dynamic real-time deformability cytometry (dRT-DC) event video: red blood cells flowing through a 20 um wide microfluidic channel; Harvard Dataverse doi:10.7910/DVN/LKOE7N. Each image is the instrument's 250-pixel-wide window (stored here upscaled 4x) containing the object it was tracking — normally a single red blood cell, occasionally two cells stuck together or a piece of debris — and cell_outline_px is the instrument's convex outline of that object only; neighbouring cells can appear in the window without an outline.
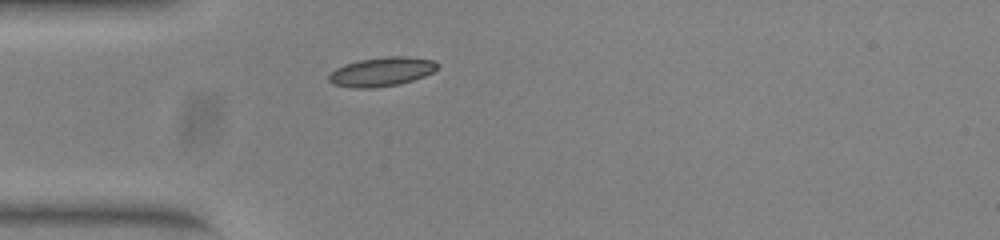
{"species": "common noctule bat (a hibernating species)", "species_latin": "Nyctalus noctula", "temperature_condition": "warm", "stored_images_in_passage": 30, "camera_frame_rate_fps": 3000, "um_per_image_px": 0.085, "animal": {"sex": "female", "body_mass_g": 23.0, "forearm_length_mm": 53.4}, "frame": {"image": 1, "passage_image": 1, "time_ms": 0.0, "image_size_px": [1000, 240], "cell_outline_px": [[436, 68], [432, 72], [424, 76], [400, 84], [372, 88], [352, 88], [332, 84], [328, 80], [328, 76], [336, 68], [344, 64], [360, 60], [388, 56], [408, 56], [432, 60], [436, 64]], "centroid_in_image_um": [32.39, 6.1], "position_along_channel_um": 52.6, "area_um2": 18.26}}
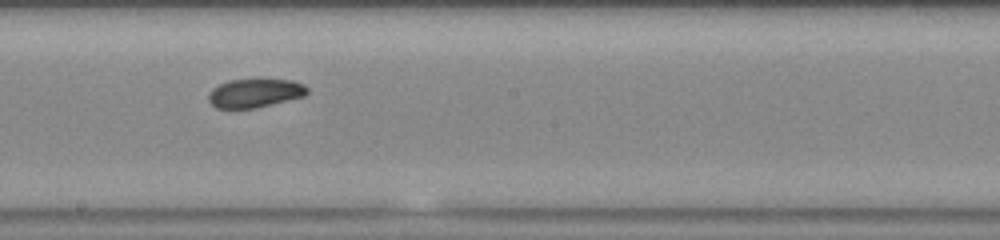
{"frame": {"image": 2, "passage_image": 15, "time_ms": 4.667, "image_size_px": [1000, 240], "cell_outline_px": [[308, 92], [304, 96], [256, 108], [216, 108], [208, 100], [208, 96], [212, 88], [220, 84], [232, 80], [292, 80], [304, 84], [308, 88]], "centroid_in_image_um": [21.67, 7.92], "position_along_channel_um": 226.5, "area_um2": 16.3}}
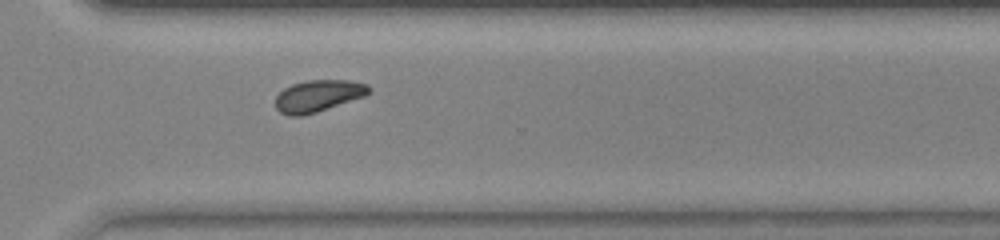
{"frame": {"image": 3, "passage_image": 24, "time_ms": 7.667, "image_size_px": [1000, 240], "cell_outline_px": [[372, 92], [364, 96], [316, 112], [300, 116], [288, 116], [280, 112], [276, 108], [276, 96], [284, 88], [292, 84], [308, 80], [348, 80], [368, 84], [372, 88]], "centroid_in_image_um": [27.06, 8.14], "position_along_channel_um": 343.5, "area_um2": 17.28}, "authors_computed_cell_mechanics": {"area_um2": 17.1377, "velocity_mm_per_s": 3.8905, "shape_relaxation_time_tau1_ms": 4.1019, "shape_relaxation_time_tau2_ms": 2.1749, "deformation_change_tau1": 0.1111, "deformation_change_tau2": 0.0587}}